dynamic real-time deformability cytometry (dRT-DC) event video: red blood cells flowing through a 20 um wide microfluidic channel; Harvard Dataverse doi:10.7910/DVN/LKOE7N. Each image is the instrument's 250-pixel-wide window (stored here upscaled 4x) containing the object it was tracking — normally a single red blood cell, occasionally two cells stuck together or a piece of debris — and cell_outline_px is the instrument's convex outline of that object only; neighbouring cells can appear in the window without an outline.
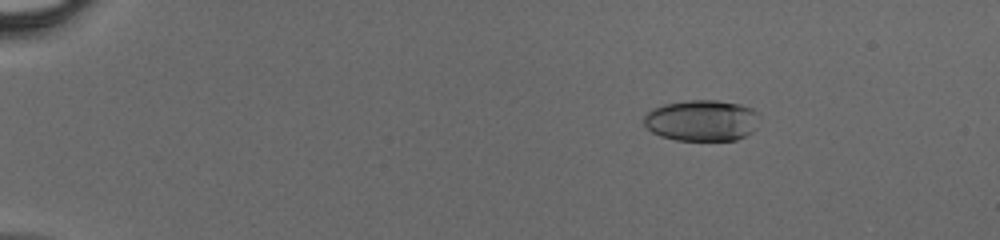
{"species": "human", "species_latin": "Homo sapiens", "temperature_condition": "cold", "stored_images_in_passage": 48, "camera_frame_rate_fps": 3000, "um_per_image_px": 0.085, "donor": {"sex": "male"}, "frame": {"image": 1, "passage_image": 9, "time_ms": 2.667, "image_size_px": [1000, 240], "cell_outline_px": [[760, 116], [756, 128], [752, 132], [736, 140], [676, 140], [660, 136], [652, 132], [644, 124], [644, 112], [652, 108], [664, 104], [688, 100], [716, 100], [740, 104], [752, 108]], "centroid_in_image_um": [59.64, 10.23], "position_along_channel_um": 25.4, "area_um2": 27.98}}
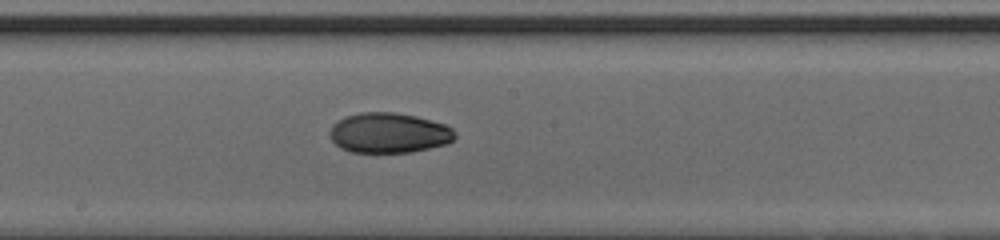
{"frame": {"image": 2, "passage_image": 29, "time_ms": 9.333, "image_size_px": [1000, 240], "cell_outline_px": [[456, 136], [448, 144], [412, 152], [352, 152], [340, 148], [332, 140], [328, 132], [332, 124], [344, 116], [360, 112], [392, 112], [416, 116], [444, 124], [452, 128], [456, 132]], "centroid_in_image_um": [33.04, 11.29], "position_along_channel_um": 215.2, "area_um2": 29.48}}
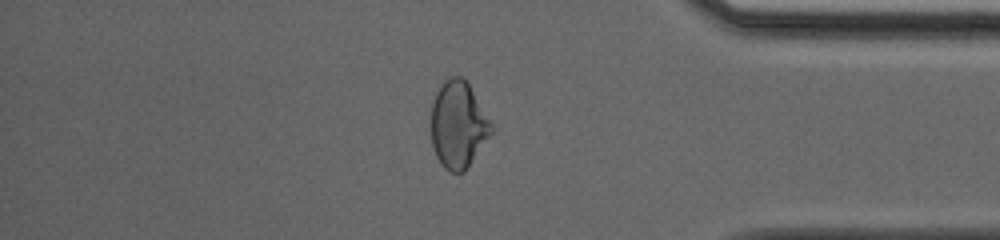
{"frame": {"image": 3, "passage_image": 42, "time_ms": 13.667, "image_size_px": [1000, 240], "cell_outline_px": [[492, 132], [464, 172], [452, 172], [444, 168], [436, 156], [432, 144], [432, 104], [436, 92], [440, 84], [444, 80], [452, 76], [460, 76], [468, 84], [492, 124]], "centroid_in_image_um": [38.93, 10.6], "position_along_channel_um": 396.3, "area_um2": 29.88}}